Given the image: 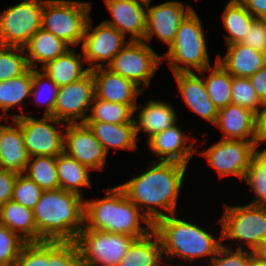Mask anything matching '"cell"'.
I'll use <instances>...</instances> for the list:
<instances>
[{"instance_id":"1","label":"cell","mask_w":266,"mask_h":266,"mask_svg":"<svg viewBox=\"0 0 266 266\" xmlns=\"http://www.w3.org/2000/svg\"><path fill=\"white\" fill-rule=\"evenodd\" d=\"M151 166L118 186L154 224L160 218L176 214L177 200L187 166L178 162L158 160L152 161Z\"/></svg>"},{"instance_id":"2","label":"cell","mask_w":266,"mask_h":266,"mask_svg":"<svg viewBox=\"0 0 266 266\" xmlns=\"http://www.w3.org/2000/svg\"><path fill=\"white\" fill-rule=\"evenodd\" d=\"M61 188L43 190L33 209L37 242L75 241L84 228L85 200Z\"/></svg>"},{"instance_id":"3","label":"cell","mask_w":266,"mask_h":266,"mask_svg":"<svg viewBox=\"0 0 266 266\" xmlns=\"http://www.w3.org/2000/svg\"><path fill=\"white\" fill-rule=\"evenodd\" d=\"M105 191V198H85L84 226L87 229L126 234L136 239L153 230L150 220L118 185Z\"/></svg>"},{"instance_id":"4","label":"cell","mask_w":266,"mask_h":266,"mask_svg":"<svg viewBox=\"0 0 266 266\" xmlns=\"http://www.w3.org/2000/svg\"><path fill=\"white\" fill-rule=\"evenodd\" d=\"M153 230L160 238L165 258L178 256L190 264L200 257L209 256L212 259L223 244L222 233L216 238L200 226L178 218L176 214L158 219L153 224Z\"/></svg>"},{"instance_id":"5","label":"cell","mask_w":266,"mask_h":266,"mask_svg":"<svg viewBox=\"0 0 266 266\" xmlns=\"http://www.w3.org/2000/svg\"><path fill=\"white\" fill-rule=\"evenodd\" d=\"M204 33L201 20L193 10L180 24L167 53L162 55V62L168 60L173 74L211 67Z\"/></svg>"},{"instance_id":"6","label":"cell","mask_w":266,"mask_h":266,"mask_svg":"<svg viewBox=\"0 0 266 266\" xmlns=\"http://www.w3.org/2000/svg\"><path fill=\"white\" fill-rule=\"evenodd\" d=\"M90 10V3L85 1L45 0L42 28L71 46H79L90 19Z\"/></svg>"},{"instance_id":"7","label":"cell","mask_w":266,"mask_h":266,"mask_svg":"<svg viewBox=\"0 0 266 266\" xmlns=\"http://www.w3.org/2000/svg\"><path fill=\"white\" fill-rule=\"evenodd\" d=\"M136 238L84 228L77 234V246L82 266H118Z\"/></svg>"},{"instance_id":"8","label":"cell","mask_w":266,"mask_h":266,"mask_svg":"<svg viewBox=\"0 0 266 266\" xmlns=\"http://www.w3.org/2000/svg\"><path fill=\"white\" fill-rule=\"evenodd\" d=\"M225 210L219 219L222 241L234 239L244 243L253 251L266 239V206L243 205L229 206L224 204Z\"/></svg>"},{"instance_id":"9","label":"cell","mask_w":266,"mask_h":266,"mask_svg":"<svg viewBox=\"0 0 266 266\" xmlns=\"http://www.w3.org/2000/svg\"><path fill=\"white\" fill-rule=\"evenodd\" d=\"M45 0H24L0 13V45L24 47L42 28Z\"/></svg>"},{"instance_id":"10","label":"cell","mask_w":266,"mask_h":266,"mask_svg":"<svg viewBox=\"0 0 266 266\" xmlns=\"http://www.w3.org/2000/svg\"><path fill=\"white\" fill-rule=\"evenodd\" d=\"M162 56L158 55L145 41H129L107 65L112 72L132 80L139 87L149 86Z\"/></svg>"},{"instance_id":"11","label":"cell","mask_w":266,"mask_h":266,"mask_svg":"<svg viewBox=\"0 0 266 266\" xmlns=\"http://www.w3.org/2000/svg\"><path fill=\"white\" fill-rule=\"evenodd\" d=\"M11 117L21 126L24 145L30 157H57L61 152H64V132H61L60 128L57 129L56 125H65V122L53 116L45 115L41 119L22 113H15Z\"/></svg>"},{"instance_id":"12","label":"cell","mask_w":266,"mask_h":266,"mask_svg":"<svg viewBox=\"0 0 266 266\" xmlns=\"http://www.w3.org/2000/svg\"><path fill=\"white\" fill-rule=\"evenodd\" d=\"M254 152L253 141L220 139L210 148L199 152L220 177L236 176L243 180Z\"/></svg>"},{"instance_id":"13","label":"cell","mask_w":266,"mask_h":266,"mask_svg":"<svg viewBox=\"0 0 266 266\" xmlns=\"http://www.w3.org/2000/svg\"><path fill=\"white\" fill-rule=\"evenodd\" d=\"M94 97L95 85L90 71L79 81L59 87L53 117L65 123H84Z\"/></svg>"},{"instance_id":"14","label":"cell","mask_w":266,"mask_h":266,"mask_svg":"<svg viewBox=\"0 0 266 266\" xmlns=\"http://www.w3.org/2000/svg\"><path fill=\"white\" fill-rule=\"evenodd\" d=\"M91 20L90 17L81 43L83 57L89 64L90 70L104 66L103 61L106 62L107 67L121 49L129 43V40L125 41V36L121 32L103 21L92 30Z\"/></svg>"},{"instance_id":"15","label":"cell","mask_w":266,"mask_h":266,"mask_svg":"<svg viewBox=\"0 0 266 266\" xmlns=\"http://www.w3.org/2000/svg\"><path fill=\"white\" fill-rule=\"evenodd\" d=\"M63 128L64 152L91 170H104L108 154L89 127L85 123H67Z\"/></svg>"},{"instance_id":"16","label":"cell","mask_w":266,"mask_h":266,"mask_svg":"<svg viewBox=\"0 0 266 266\" xmlns=\"http://www.w3.org/2000/svg\"><path fill=\"white\" fill-rule=\"evenodd\" d=\"M147 2V29L143 41L148 43L154 35L168 48L173 43L180 24L194 10L180 1H165L164 3L150 6ZM186 6V7H185Z\"/></svg>"},{"instance_id":"17","label":"cell","mask_w":266,"mask_h":266,"mask_svg":"<svg viewBox=\"0 0 266 266\" xmlns=\"http://www.w3.org/2000/svg\"><path fill=\"white\" fill-rule=\"evenodd\" d=\"M95 85V97L111 103L129 105L135 111L139 108L137 96L144 94L132 80L126 79L108 69L106 66L90 70Z\"/></svg>"},{"instance_id":"18","label":"cell","mask_w":266,"mask_h":266,"mask_svg":"<svg viewBox=\"0 0 266 266\" xmlns=\"http://www.w3.org/2000/svg\"><path fill=\"white\" fill-rule=\"evenodd\" d=\"M112 17L104 20L124 36L130 33L129 41H142L147 29V2L144 0H104Z\"/></svg>"},{"instance_id":"19","label":"cell","mask_w":266,"mask_h":266,"mask_svg":"<svg viewBox=\"0 0 266 266\" xmlns=\"http://www.w3.org/2000/svg\"><path fill=\"white\" fill-rule=\"evenodd\" d=\"M180 127L174 126L154 134L147 140L151 152L157 155L159 161L178 162L187 166L190 158L194 155L197 148H194L195 137L191 139L184 135Z\"/></svg>"},{"instance_id":"20","label":"cell","mask_w":266,"mask_h":266,"mask_svg":"<svg viewBox=\"0 0 266 266\" xmlns=\"http://www.w3.org/2000/svg\"><path fill=\"white\" fill-rule=\"evenodd\" d=\"M173 75L186 106L200 115L202 119L214 125L218 109L209 98L203 76L196 75V72H179Z\"/></svg>"},{"instance_id":"21","label":"cell","mask_w":266,"mask_h":266,"mask_svg":"<svg viewBox=\"0 0 266 266\" xmlns=\"http://www.w3.org/2000/svg\"><path fill=\"white\" fill-rule=\"evenodd\" d=\"M14 125L0 124V168L23 174L30 155L23 141L21 126L13 120Z\"/></svg>"},{"instance_id":"22","label":"cell","mask_w":266,"mask_h":266,"mask_svg":"<svg viewBox=\"0 0 266 266\" xmlns=\"http://www.w3.org/2000/svg\"><path fill=\"white\" fill-rule=\"evenodd\" d=\"M222 132V139L254 141L255 113L239 105L229 104L218 110L214 124Z\"/></svg>"},{"instance_id":"23","label":"cell","mask_w":266,"mask_h":266,"mask_svg":"<svg viewBox=\"0 0 266 266\" xmlns=\"http://www.w3.org/2000/svg\"><path fill=\"white\" fill-rule=\"evenodd\" d=\"M217 62L232 76L249 78L266 65V54L241 43L227 46L225 56Z\"/></svg>"},{"instance_id":"24","label":"cell","mask_w":266,"mask_h":266,"mask_svg":"<svg viewBox=\"0 0 266 266\" xmlns=\"http://www.w3.org/2000/svg\"><path fill=\"white\" fill-rule=\"evenodd\" d=\"M164 101L149 100L138 112L134 126L136 136L140 131L148 135V139L154 134L162 132L177 123V114L174 108Z\"/></svg>"},{"instance_id":"25","label":"cell","mask_w":266,"mask_h":266,"mask_svg":"<svg viewBox=\"0 0 266 266\" xmlns=\"http://www.w3.org/2000/svg\"><path fill=\"white\" fill-rule=\"evenodd\" d=\"M23 48L28 49L25 55L32 69H37L38 63H41L42 67L45 66L70 49L63 39L43 28L39 29Z\"/></svg>"},{"instance_id":"26","label":"cell","mask_w":266,"mask_h":266,"mask_svg":"<svg viewBox=\"0 0 266 266\" xmlns=\"http://www.w3.org/2000/svg\"><path fill=\"white\" fill-rule=\"evenodd\" d=\"M95 137L101 142L108 154L111 147L116 149L135 150L137 136L134 122L111 124L106 122H84Z\"/></svg>"},{"instance_id":"27","label":"cell","mask_w":266,"mask_h":266,"mask_svg":"<svg viewBox=\"0 0 266 266\" xmlns=\"http://www.w3.org/2000/svg\"><path fill=\"white\" fill-rule=\"evenodd\" d=\"M85 59L81 54L70 48L63 55L48 62L41 70L47 74L58 87L79 81L89 72V68L83 69ZM82 60V61H81ZM84 61V62H83Z\"/></svg>"},{"instance_id":"28","label":"cell","mask_w":266,"mask_h":266,"mask_svg":"<svg viewBox=\"0 0 266 266\" xmlns=\"http://www.w3.org/2000/svg\"><path fill=\"white\" fill-rule=\"evenodd\" d=\"M163 258L160 238L152 230L133 241L118 266H161Z\"/></svg>"},{"instance_id":"29","label":"cell","mask_w":266,"mask_h":266,"mask_svg":"<svg viewBox=\"0 0 266 266\" xmlns=\"http://www.w3.org/2000/svg\"><path fill=\"white\" fill-rule=\"evenodd\" d=\"M0 224L19 235L27 243L37 242V226L33 210L12 200L0 207Z\"/></svg>"},{"instance_id":"30","label":"cell","mask_w":266,"mask_h":266,"mask_svg":"<svg viewBox=\"0 0 266 266\" xmlns=\"http://www.w3.org/2000/svg\"><path fill=\"white\" fill-rule=\"evenodd\" d=\"M56 165L60 188L83 197L82 188L79 187L92 186L90 182V171L92 170L65 152H61L57 156Z\"/></svg>"},{"instance_id":"31","label":"cell","mask_w":266,"mask_h":266,"mask_svg":"<svg viewBox=\"0 0 266 266\" xmlns=\"http://www.w3.org/2000/svg\"><path fill=\"white\" fill-rule=\"evenodd\" d=\"M223 27L229 35H225L226 44L240 43L250 32L254 20L245 6L239 0H230L221 14Z\"/></svg>"},{"instance_id":"32","label":"cell","mask_w":266,"mask_h":266,"mask_svg":"<svg viewBox=\"0 0 266 266\" xmlns=\"http://www.w3.org/2000/svg\"><path fill=\"white\" fill-rule=\"evenodd\" d=\"M213 66L214 67H208L198 73L204 77L206 91L210 100L215 107L220 110L231 104V85L233 77L217 62V57ZM206 72L209 73L208 77L205 75Z\"/></svg>"},{"instance_id":"33","label":"cell","mask_w":266,"mask_h":266,"mask_svg":"<svg viewBox=\"0 0 266 266\" xmlns=\"http://www.w3.org/2000/svg\"><path fill=\"white\" fill-rule=\"evenodd\" d=\"M33 80V69L30 68L25 74L0 82V110L4 112V115L0 114V119L6 117V122H8L7 111L15 106L20 107L22 112L23 100L28 98L31 94Z\"/></svg>"},{"instance_id":"34","label":"cell","mask_w":266,"mask_h":266,"mask_svg":"<svg viewBox=\"0 0 266 266\" xmlns=\"http://www.w3.org/2000/svg\"><path fill=\"white\" fill-rule=\"evenodd\" d=\"M57 157L33 156L24 171V175L33 180L42 190L60 188L56 165Z\"/></svg>"},{"instance_id":"35","label":"cell","mask_w":266,"mask_h":266,"mask_svg":"<svg viewBox=\"0 0 266 266\" xmlns=\"http://www.w3.org/2000/svg\"><path fill=\"white\" fill-rule=\"evenodd\" d=\"M90 115L85 122H106L111 124H125L134 122V110L129 105L111 103L94 97Z\"/></svg>"},{"instance_id":"36","label":"cell","mask_w":266,"mask_h":266,"mask_svg":"<svg viewBox=\"0 0 266 266\" xmlns=\"http://www.w3.org/2000/svg\"><path fill=\"white\" fill-rule=\"evenodd\" d=\"M254 147L253 159L243 180L250 185L255 198L249 204L266 206V148L262 151Z\"/></svg>"},{"instance_id":"37","label":"cell","mask_w":266,"mask_h":266,"mask_svg":"<svg viewBox=\"0 0 266 266\" xmlns=\"http://www.w3.org/2000/svg\"><path fill=\"white\" fill-rule=\"evenodd\" d=\"M29 69L30 66L23 47L0 45V82L19 77Z\"/></svg>"},{"instance_id":"38","label":"cell","mask_w":266,"mask_h":266,"mask_svg":"<svg viewBox=\"0 0 266 266\" xmlns=\"http://www.w3.org/2000/svg\"><path fill=\"white\" fill-rule=\"evenodd\" d=\"M58 90L59 87L47 74H45L43 71L41 72L37 69H33V80L30 96H35L36 102L40 103L39 106L43 104L46 105L44 111L45 116H53Z\"/></svg>"},{"instance_id":"39","label":"cell","mask_w":266,"mask_h":266,"mask_svg":"<svg viewBox=\"0 0 266 266\" xmlns=\"http://www.w3.org/2000/svg\"><path fill=\"white\" fill-rule=\"evenodd\" d=\"M15 266H53V241L26 243Z\"/></svg>"},{"instance_id":"40","label":"cell","mask_w":266,"mask_h":266,"mask_svg":"<svg viewBox=\"0 0 266 266\" xmlns=\"http://www.w3.org/2000/svg\"><path fill=\"white\" fill-rule=\"evenodd\" d=\"M231 91V104L247 108L255 114L263 107L249 78L233 77Z\"/></svg>"},{"instance_id":"41","label":"cell","mask_w":266,"mask_h":266,"mask_svg":"<svg viewBox=\"0 0 266 266\" xmlns=\"http://www.w3.org/2000/svg\"><path fill=\"white\" fill-rule=\"evenodd\" d=\"M26 243L19 235L0 224V266H15Z\"/></svg>"},{"instance_id":"42","label":"cell","mask_w":266,"mask_h":266,"mask_svg":"<svg viewBox=\"0 0 266 266\" xmlns=\"http://www.w3.org/2000/svg\"><path fill=\"white\" fill-rule=\"evenodd\" d=\"M42 192L43 190L33 180L24 174H18L11 200L33 210Z\"/></svg>"},{"instance_id":"43","label":"cell","mask_w":266,"mask_h":266,"mask_svg":"<svg viewBox=\"0 0 266 266\" xmlns=\"http://www.w3.org/2000/svg\"><path fill=\"white\" fill-rule=\"evenodd\" d=\"M240 245L233 251L222 244L209 264L211 266H251L253 251L243 250L242 244Z\"/></svg>"},{"instance_id":"44","label":"cell","mask_w":266,"mask_h":266,"mask_svg":"<svg viewBox=\"0 0 266 266\" xmlns=\"http://www.w3.org/2000/svg\"><path fill=\"white\" fill-rule=\"evenodd\" d=\"M53 266H82L74 241H53Z\"/></svg>"},{"instance_id":"45","label":"cell","mask_w":266,"mask_h":266,"mask_svg":"<svg viewBox=\"0 0 266 266\" xmlns=\"http://www.w3.org/2000/svg\"><path fill=\"white\" fill-rule=\"evenodd\" d=\"M240 43L266 54V19L256 18Z\"/></svg>"},{"instance_id":"46","label":"cell","mask_w":266,"mask_h":266,"mask_svg":"<svg viewBox=\"0 0 266 266\" xmlns=\"http://www.w3.org/2000/svg\"><path fill=\"white\" fill-rule=\"evenodd\" d=\"M18 174L0 170V207L12 199L13 187Z\"/></svg>"},{"instance_id":"47","label":"cell","mask_w":266,"mask_h":266,"mask_svg":"<svg viewBox=\"0 0 266 266\" xmlns=\"http://www.w3.org/2000/svg\"><path fill=\"white\" fill-rule=\"evenodd\" d=\"M262 142L266 143V103L263 104V108L255 114L254 147H259Z\"/></svg>"},{"instance_id":"48","label":"cell","mask_w":266,"mask_h":266,"mask_svg":"<svg viewBox=\"0 0 266 266\" xmlns=\"http://www.w3.org/2000/svg\"><path fill=\"white\" fill-rule=\"evenodd\" d=\"M257 96L263 104L266 103V65L253 76L249 77Z\"/></svg>"},{"instance_id":"49","label":"cell","mask_w":266,"mask_h":266,"mask_svg":"<svg viewBox=\"0 0 266 266\" xmlns=\"http://www.w3.org/2000/svg\"><path fill=\"white\" fill-rule=\"evenodd\" d=\"M255 18L266 19V0H239Z\"/></svg>"},{"instance_id":"50","label":"cell","mask_w":266,"mask_h":266,"mask_svg":"<svg viewBox=\"0 0 266 266\" xmlns=\"http://www.w3.org/2000/svg\"><path fill=\"white\" fill-rule=\"evenodd\" d=\"M253 254L266 261V239H264L254 250Z\"/></svg>"},{"instance_id":"51","label":"cell","mask_w":266,"mask_h":266,"mask_svg":"<svg viewBox=\"0 0 266 266\" xmlns=\"http://www.w3.org/2000/svg\"><path fill=\"white\" fill-rule=\"evenodd\" d=\"M251 266H266V261L256 257L253 254L251 259Z\"/></svg>"}]
</instances>
